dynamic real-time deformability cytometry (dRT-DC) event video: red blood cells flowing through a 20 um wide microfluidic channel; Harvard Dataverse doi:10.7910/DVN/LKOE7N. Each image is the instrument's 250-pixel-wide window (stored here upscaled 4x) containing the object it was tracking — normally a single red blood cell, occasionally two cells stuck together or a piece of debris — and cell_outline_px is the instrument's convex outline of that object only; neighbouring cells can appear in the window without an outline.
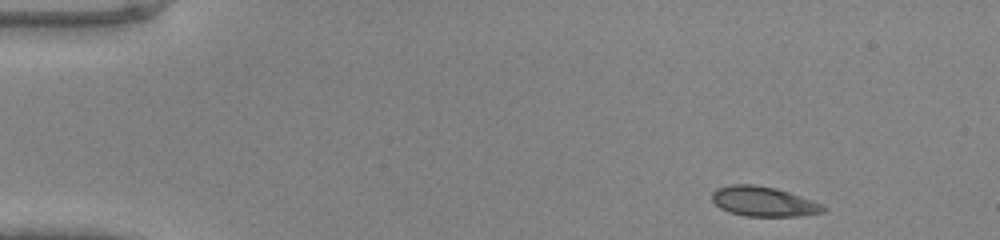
{"species": "common noctule bat (a hibernating species)", "species_latin": "Nyctalus noctula", "temperature_condition": "warm", "stored_images_in_passage": 43, "camera_frame_rate_fps": 3000, "um_per_image_px": 0.085, "animal": {"sex": "male", "body_mass_g": 20.0, "forearm_length_mm": 53.3}, "frame": {"image": 1, "passage_image": 1, "time_ms": 0.0, "image_size_px": [1000, 240], "cell_outline_px": [[828, 208], [824, 212], [804, 216], [744, 216], [728, 212], [720, 208], [712, 200], [712, 192], [716, 188], [732, 184], [752, 184], [776, 188], [812, 200]], "centroid_in_image_um": [64.89, 17.13], "position_along_channel_um": 20.1, "area_um2": 19.42}}
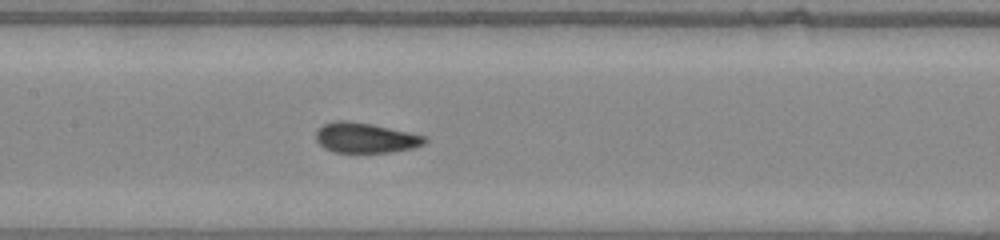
{"frame": {"image": 2, "passage_image": 19, "time_ms": 6.0, "image_size_px": [1000, 240], "cell_outline_px": [[428, 140], [424, 144], [412, 148], [388, 152], [332, 152], [324, 148], [316, 140], [316, 132], [324, 124], [336, 120], [348, 120], [372, 124], [428, 136]], "centroid_in_image_um": [31.08, 11.71], "position_along_channel_um": 176.3, "area_um2": 19.13}}
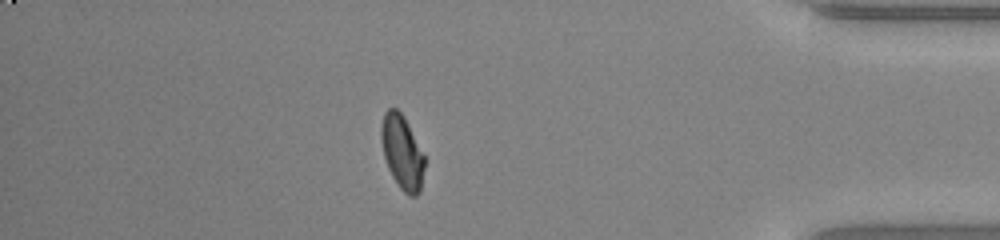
{"frame": {"image": 3, "passage_image": 37, "time_ms": 12.0, "image_size_px": [1000, 240], "cell_outline_px": [[424, 168], [420, 192], [416, 196], [408, 196], [400, 188], [392, 176], [388, 168], [384, 156], [380, 136], [380, 128], [384, 112], [388, 108], [396, 108], [404, 116], [424, 156]], "centroid_in_image_um": [34.16, 12.94], "position_along_channel_um": 401.0, "area_um2": 18.61}}